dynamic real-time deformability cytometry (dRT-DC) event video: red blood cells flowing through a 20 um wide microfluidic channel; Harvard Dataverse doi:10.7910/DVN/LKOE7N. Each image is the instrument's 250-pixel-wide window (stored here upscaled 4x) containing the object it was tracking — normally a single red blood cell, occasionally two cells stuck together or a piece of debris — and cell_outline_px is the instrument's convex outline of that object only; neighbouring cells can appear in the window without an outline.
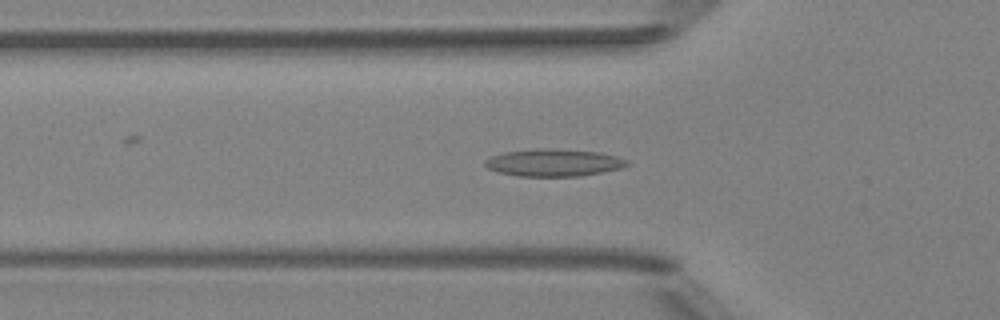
{"species": "Egyptian fruit bat (a non-hibernating species)", "species_latin": "Rousettus aegyptiacus", "temperature_condition": "room temperature", "stored_images_in_passage": 44, "camera_frame_rate_fps": 3000, "um_per_image_px": 0.085, "animal": {"sex": "female"}, "frame": {"image": 1, "passage_image": 10, "time_ms": 3.0, "image_size_px": [1000, 320], "cell_outline_px": [[628, 164], [620, 168], [604, 172], [580, 176], [516, 176], [500, 172], [488, 168], [484, 164], [484, 160], [492, 156], [504, 152], [536, 148], [548, 148], [600, 152], [616, 156], [628, 160]], "centroid_in_image_um": [47.06, 13.82], "position_along_channel_um": 78.7, "area_um2": 22.6}}
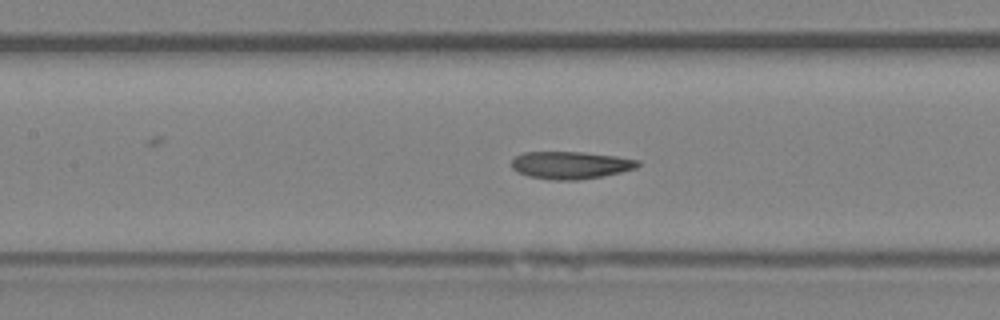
{"frame": {"image": 2, "passage_image": 16, "time_ms": 5.0, "image_size_px": [1000, 320], "cell_outline_px": [[640, 164], [636, 168], [604, 176], [576, 180], [552, 180], [528, 176], [516, 172], [512, 168], [512, 160], [516, 156], [524, 152], [584, 152], [616, 156], [640, 160]], "centroid_in_image_um": [48.5, 14.03], "position_along_channel_um": 158.9, "area_um2": 20.29}}
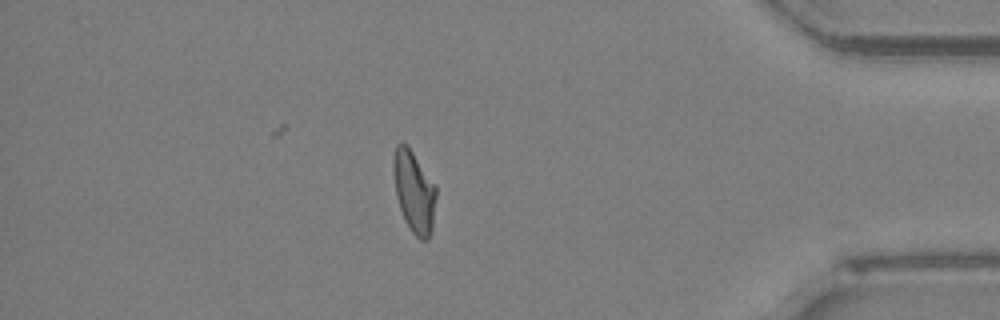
{"frame": {"image": 3, "passage_image": 37, "time_ms": 12.0, "image_size_px": [1000, 320], "cell_outline_px": [[436, 196], [432, 232], [428, 240], [420, 240], [412, 232], [400, 208], [396, 196], [392, 168], [392, 160], [396, 144], [400, 140], [408, 144], [436, 184]], "centroid_in_image_um": [35.2, 16.22], "position_along_channel_um": 400.0, "area_um2": 20.81}, "authors_computed_cell_mechanics": {"area_um2": 20.3456, "velocity_mm_per_s": 4.0139, "shape_relaxation_time_tau1_ms": null, "shape_relaxation_time_tau2_ms": 4.0903, "deformation_change_tau1": null, "deformation_change_tau2": 0.1301}}